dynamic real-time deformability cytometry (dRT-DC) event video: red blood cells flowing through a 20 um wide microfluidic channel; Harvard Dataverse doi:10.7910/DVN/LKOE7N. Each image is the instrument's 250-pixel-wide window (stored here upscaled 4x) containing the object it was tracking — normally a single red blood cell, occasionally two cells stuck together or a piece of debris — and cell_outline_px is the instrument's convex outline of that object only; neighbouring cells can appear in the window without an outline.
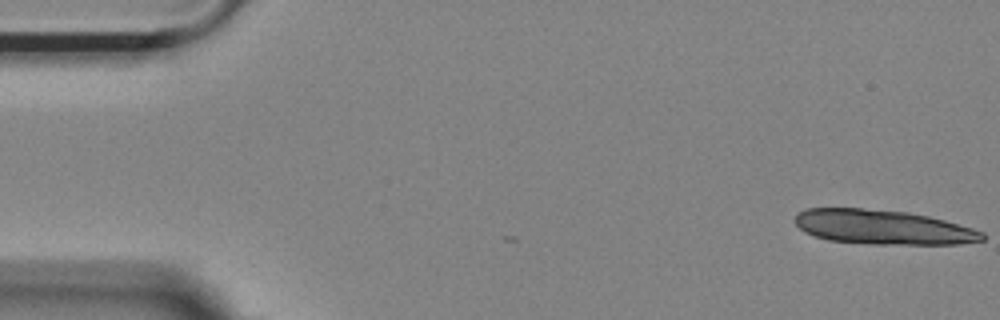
{"species": "Egyptian fruit bat (a non-hibernating species)", "species_latin": "Rousettus aegyptiacus", "temperature_condition": "room temperature", "stored_images_in_passage": 2, "camera_frame_rate_fps": 3000, "um_per_image_px": 0.085, "animal": {"sex": "female"}, "frame": {"image": 1, "passage_image": 2, "time_ms": 0.333, "image_size_px": [1000, 320], "cell_outline_px": [[984, 240], [960, 244], [872, 244], [828, 240], [804, 232], [796, 224], [796, 216], [804, 208], [860, 208], [908, 212], [928, 216], [944, 220], [972, 228], [984, 232]], "centroid_in_image_um": [75.06, 19.31], "position_along_channel_um": 9.9, "area_um2": 37.51}}